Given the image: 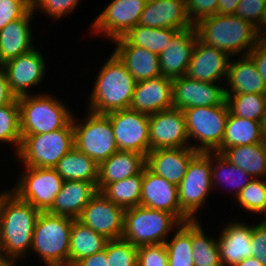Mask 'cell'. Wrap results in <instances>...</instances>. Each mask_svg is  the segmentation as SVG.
Masks as SVG:
<instances>
[{"instance_id": "cell-1", "label": "cell", "mask_w": 266, "mask_h": 266, "mask_svg": "<svg viewBox=\"0 0 266 266\" xmlns=\"http://www.w3.org/2000/svg\"><path fill=\"white\" fill-rule=\"evenodd\" d=\"M40 212L10 190L0 192V241L11 262H20V258L31 251L34 227Z\"/></svg>"}, {"instance_id": "cell-2", "label": "cell", "mask_w": 266, "mask_h": 266, "mask_svg": "<svg viewBox=\"0 0 266 266\" xmlns=\"http://www.w3.org/2000/svg\"><path fill=\"white\" fill-rule=\"evenodd\" d=\"M194 27L202 43L222 50L232 58L247 56L260 40L256 28L235 14H215L199 20Z\"/></svg>"}, {"instance_id": "cell-3", "label": "cell", "mask_w": 266, "mask_h": 266, "mask_svg": "<svg viewBox=\"0 0 266 266\" xmlns=\"http://www.w3.org/2000/svg\"><path fill=\"white\" fill-rule=\"evenodd\" d=\"M98 71L92 92L88 97V111L107 114L128 109L132 102L136 81L127 67L112 52Z\"/></svg>"}, {"instance_id": "cell-4", "label": "cell", "mask_w": 266, "mask_h": 266, "mask_svg": "<svg viewBox=\"0 0 266 266\" xmlns=\"http://www.w3.org/2000/svg\"><path fill=\"white\" fill-rule=\"evenodd\" d=\"M33 94L18 97L21 135L49 133L72 121L73 111L63 101L43 91Z\"/></svg>"}, {"instance_id": "cell-5", "label": "cell", "mask_w": 266, "mask_h": 266, "mask_svg": "<svg viewBox=\"0 0 266 266\" xmlns=\"http://www.w3.org/2000/svg\"><path fill=\"white\" fill-rule=\"evenodd\" d=\"M72 218L41 211L34 227L31 250L45 266H69Z\"/></svg>"}, {"instance_id": "cell-6", "label": "cell", "mask_w": 266, "mask_h": 266, "mask_svg": "<svg viewBox=\"0 0 266 266\" xmlns=\"http://www.w3.org/2000/svg\"><path fill=\"white\" fill-rule=\"evenodd\" d=\"M180 225L181 222L167 211L138 205L125 209L121 238L137 247L165 243Z\"/></svg>"}, {"instance_id": "cell-7", "label": "cell", "mask_w": 266, "mask_h": 266, "mask_svg": "<svg viewBox=\"0 0 266 266\" xmlns=\"http://www.w3.org/2000/svg\"><path fill=\"white\" fill-rule=\"evenodd\" d=\"M15 154L22 166L55 168L58 161L74 147L72 121L65 127L49 133L21 135Z\"/></svg>"}, {"instance_id": "cell-8", "label": "cell", "mask_w": 266, "mask_h": 266, "mask_svg": "<svg viewBox=\"0 0 266 266\" xmlns=\"http://www.w3.org/2000/svg\"><path fill=\"white\" fill-rule=\"evenodd\" d=\"M183 112L190 147L198 152H215L222 143L230 112L226 100L221 105L192 107ZM192 138L195 144H190Z\"/></svg>"}, {"instance_id": "cell-9", "label": "cell", "mask_w": 266, "mask_h": 266, "mask_svg": "<svg viewBox=\"0 0 266 266\" xmlns=\"http://www.w3.org/2000/svg\"><path fill=\"white\" fill-rule=\"evenodd\" d=\"M86 113L82 121L73 115L74 147L100 165L119 150L109 118L105 114Z\"/></svg>"}, {"instance_id": "cell-10", "label": "cell", "mask_w": 266, "mask_h": 266, "mask_svg": "<svg viewBox=\"0 0 266 266\" xmlns=\"http://www.w3.org/2000/svg\"><path fill=\"white\" fill-rule=\"evenodd\" d=\"M212 189V152H199L189 163L178 185L181 211L190 220H197L198 210L203 208Z\"/></svg>"}, {"instance_id": "cell-11", "label": "cell", "mask_w": 266, "mask_h": 266, "mask_svg": "<svg viewBox=\"0 0 266 266\" xmlns=\"http://www.w3.org/2000/svg\"><path fill=\"white\" fill-rule=\"evenodd\" d=\"M25 167V168H24ZM23 173L10 190L20 200L30 203L40 211H47L53 204L64 180L55 168L23 166Z\"/></svg>"}, {"instance_id": "cell-12", "label": "cell", "mask_w": 266, "mask_h": 266, "mask_svg": "<svg viewBox=\"0 0 266 266\" xmlns=\"http://www.w3.org/2000/svg\"><path fill=\"white\" fill-rule=\"evenodd\" d=\"M110 122L119 151H134L145 157L150 151L149 115L122 109L105 114Z\"/></svg>"}, {"instance_id": "cell-13", "label": "cell", "mask_w": 266, "mask_h": 266, "mask_svg": "<svg viewBox=\"0 0 266 266\" xmlns=\"http://www.w3.org/2000/svg\"><path fill=\"white\" fill-rule=\"evenodd\" d=\"M147 0H112L94 19L91 31L116 40L138 25Z\"/></svg>"}, {"instance_id": "cell-14", "label": "cell", "mask_w": 266, "mask_h": 266, "mask_svg": "<svg viewBox=\"0 0 266 266\" xmlns=\"http://www.w3.org/2000/svg\"><path fill=\"white\" fill-rule=\"evenodd\" d=\"M150 150L190 147L184 112L170 108L149 115Z\"/></svg>"}, {"instance_id": "cell-15", "label": "cell", "mask_w": 266, "mask_h": 266, "mask_svg": "<svg viewBox=\"0 0 266 266\" xmlns=\"http://www.w3.org/2000/svg\"><path fill=\"white\" fill-rule=\"evenodd\" d=\"M125 209L98 193L82 210L78 220L106 239L122 237Z\"/></svg>"}, {"instance_id": "cell-16", "label": "cell", "mask_w": 266, "mask_h": 266, "mask_svg": "<svg viewBox=\"0 0 266 266\" xmlns=\"http://www.w3.org/2000/svg\"><path fill=\"white\" fill-rule=\"evenodd\" d=\"M45 63L43 53L34 47L2 65L10 90L17 98L31 94L30 89L43 81L47 73Z\"/></svg>"}, {"instance_id": "cell-17", "label": "cell", "mask_w": 266, "mask_h": 266, "mask_svg": "<svg viewBox=\"0 0 266 266\" xmlns=\"http://www.w3.org/2000/svg\"><path fill=\"white\" fill-rule=\"evenodd\" d=\"M224 85L180 76L172 81L173 107L182 111L192 107L221 105L225 100Z\"/></svg>"}, {"instance_id": "cell-18", "label": "cell", "mask_w": 266, "mask_h": 266, "mask_svg": "<svg viewBox=\"0 0 266 266\" xmlns=\"http://www.w3.org/2000/svg\"><path fill=\"white\" fill-rule=\"evenodd\" d=\"M140 205L173 214L181 223L190 219L181 211L178 186L156 175L147 166L143 169Z\"/></svg>"}, {"instance_id": "cell-19", "label": "cell", "mask_w": 266, "mask_h": 266, "mask_svg": "<svg viewBox=\"0 0 266 266\" xmlns=\"http://www.w3.org/2000/svg\"><path fill=\"white\" fill-rule=\"evenodd\" d=\"M230 58L226 52L206 45L197 38L186 76L194 80L220 84L227 78Z\"/></svg>"}, {"instance_id": "cell-20", "label": "cell", "mask_w": 266, "mask_h": 266, "mask_svg": "<svg viewBox=\"0 0 266 266\" xmlns=\"http://www.w3.org/2000/svg\"><path fill=\"white\" fill-rule=\"evenodd\" d=\"M172 81L161 75L136 82L129 108L147 115L173 108Z\"/></svg>"}, {"instance_id": "cell-21", "label": "cell", "mask_w": 266, "mask_h": 266, "mask_svg": "<svg viewBox=\"0 0 266 266\" xmlns=\"http://www.w3.org/2000/svg\"><path fill=\"white\" fill-rule=\"evenodd\" d=\"M195 27L179 30L159 55L160 71L171 79L185 76L197 41Z\"/></svg>"}, {"instance_id": "cell-22", "label": "cell", "mask_w": 266, "mask_h": 266, "mask_svg": "<svg viewBox=\"0 0 266 266\" xmlns=\"http://www.w3.org/2000/svg\"><path fill=\"white\" fill-rule=\"evenodd\" d=\"M198 153L191 147L150 150L146 156V166L156 175L178 186L189 163Z\"/></svg>"}, {"instance_id": "cell-23", "label": "cell", "mask_w": 266, "mask_h": 266, "mask_svg": "<svg viewBox=\"0 0 266 266\" xmlns=\"http://www.w3.org/2000/svg\"><path fill=\"white\" fill-rule=\"evenodd\" d=\"M229 222L222 225L223 229L217 238L222 266H236L242 260L252 257L253 225L236 219Z\"/></svg>"}, {"instance_id": "cell-24", "label": "cell", "mask_w": 266, "mask_h": 266, "mask_svg": "<svg viewBox=\"0 0 266 266\" xmlns=\"http://www.w3.org/2000/svg\"><path fill=\"white\" fill-rule=\"evenodd\" d=\"M139 25L183 30L194 27L186 11V0H147Z\"/></svg>"}, {"instance_id": "cell-25", "label": "cell", "mask_w": 266, "mask_h": 266, "mask_svg": "<svg viewBox=\"0 0 266 266\" xmlns=\"http://www.w3.org/2000/svg\"><path fill=\"white\" fill-rule=\"evenodd\" d=\"M97 193L98 189L94 183L74 180L64 181L61 190L47 212L78 219L82 210Z\"/></svg>"}, {"instance_id": "cell-26", "label": "cell", "mask_w": 266, "mask_h": 266, "mask_svg": "<svg viewBox=\"0 0 266 266\" xmlns=\"http://www.w3.org/2000/svg\"><path fill=\"white\" fill-rule=\"evenodd\" d=\"M33 15L30 9L22 18L8 23L0 30V65L37 47L32 43L34 40L31 36Z\"/></svg>"}, {"instance_id": "cell-27", "label": "cell", "mask_w": 266, "mask_h": 266, "mask_svg": "<svg viewBox=\"0 0 266 266\" xmlns=\"http://www.w3.org/2000/svg\"><path fill=\"white\" fill-rule=\"evenodd\" d=\"M225 95L257 93L266 94V85L253 59L247 56H240L237 60L230 58Z\"/></svg>"}, {"instance_id": "cell-28", "label": "cell", "mask_w": 266, "mask_h": 266, "mask_svg": "<svg viewBox=\"0 0 266 266\" xmlns=\"http://www.w3.org/2000/svg\"><path fill=\"white\" fill-rule=\"evenodd\" d=\"M146 166V157L134 151H117L99 165L97 189L139 174Z\"/></svg>"}, {"instance_id": "cell-29", "label": "cell", "mask_w": 266, "mask_h": 266, "mask_svg": "<svg viewBox=\"0 0 266 266\" xmlns=\"http://www.w3.org/2000/svg\"><path fill=\"white\" fill-rule=\"evenodd\" d=\"M113 53L136 82L161 76L159 55L138 46L116 45Z\"/></svg>"}, {"instance_id": "cell-30", "label": "cell", "mask_w": 266, "mask_h": 266, "mask_svg": "<svg viewBox=\"0 0 266 266\" xmlns=\"http://www.w3.org/2000/svg\"><path fill=\"white\" fill-rule=\"evenodd\" d=\"M178 31L173 28L146 27L138 24L113 43L142 47L160 55Z\"/></svg>"}, {"instance_id": "cell-31", "label": "cell", "mask_w": 266, "mask_h": 266, "mask_svg": "<svg viewBox=\"0 0 266 266\" xmlns=\"http://www.w3.org/2000/svg\"><path fill=\"white\" fill-rule=\"evenodd\" d=\"M221 155L246 171L253 179L266 177V142L232 146L225 149Z\"/></svg>"}, {"instance_id": "cell-32", "label": "cell", "mask_w": 266, "mask_h": 266, "mask_svg": "<svg viewBox=\"0 0 266 266\" xmlns=\"http://www.w3.org/2000/svg\"><path fill=\"white\" fill-rule=\"evenodd\" d=\"M55 169L64 181H87L97 186L99 165L75 147L58 161Z\"/></svg>"}, {"instance_id": "cell-33", "label": "cell", "mask_w": 266, "mask_h": 266, "mask_svg": "<svg viewBox=\"0 0 266 266\" xmlns=\"http://www.w3.org/2000/svg\"><path fill=\"white\" fill-rule=\"evenodd\" d=\"M108 241L78 219H74L69 241V266L84 257L103 251Z\"/></svg>"}, {"instance_id": "cell-34", "label": "cell", "mask_w": 266, "mask_h": 266, "mask_svg": "<svg viewBox=\"0 0 266 266\" xmlns=\"http://www.w3.org/2000/svg\"><path fill=\"white\" fill-rule=\"evenodd\" d=\"M264 142L260 122L234 116L229 112L225 125V133L220 147L215 151L221 154L232 146L250 145Z\"/></svg>"}, {"instance_id": "cell-35", "label": "cell", "mask_w": 266, "mask_h": 266, "mask_svg": "<svg viewBox=\"0 0 266 266\" xmlns=\"http://www.w3.org/2000/svg\"><path fill=\"white\" fill-rule=\"evenodd\" d=\"M252 180L253 177L246 171L233 165L221 154L212 152V186L214 189L216 186L221 187L223 184L225 188L230 185L228 190H232V194L236 198L240 191Z\"/></svg>"}, {"instance_id": "cell-36", "label": "cell", "mask_w": 266, "mask_h": 266, "mask_svg": "<svg viewBox=\"0 0 266 266\" xmlns=\"http://www.w3.org/2000/svg\"><path fill=\"white\" fill-rule=\"evenodd\" d=\"M203 230L201 222L191 220V245L194 266H222L218 241L209 237Z\"/></svg>"}, {"instance_id": "cell-37", "label": "cell", "mask_w": 266, "mask_h": 266, "mask_svg": "<svg viewBox=\"0 0 266 266\" xmlns=\"http://www.w3.org/2000/svg\"><path fill=\"white\" fill-rule=\"evenodd\" d=\"M143 170L132 177L107 184L101 191L107 199L124 209L140 205Z\"/></svg>"}, {"instance_id": "cell-38", "label": "cell", "mask_w": 266, "mask_h": 266, "mask_svg": "<svg viewBox=\"0 0 266 266\" xmlns=\"http://www.w3.org/2000/svg\"><path fill=\"white\" fill-rule=\"evenodd\" d=\"M175 232L173 238L164 243L167 248L168 266H194L191 245V220L181 223Z\"/></svg>"}, {"instance_id": "cell-39", "label": "cell", "mask_w": 266, "mask_h": 266, "mask_svg": "<svg viewBox=\"0 0 266 266\" xmlns=\"http://www.w3.org/2000/svg\"><path fill=\"white\" fill-rule=\"evenodd\" d=\"M232 115L259 121L266 110V94L244 93L225 95Z\"/></svg>"}, {"instance_id": "cell-40", "label": "cell", "mask_w": 266, "mask_h": 266, "mask_svg": "<svg viewBox=\"0 0 266 266\" xmlns=\"http://www.w3.org/2000/svg\"><path fill=\"white\" fill-rule=\"evenodd\" d=\"M21 140L20 110L16 98L11 104L0 106V142L15 146L16 154Z\"/></svg>"}, {"instance_id": "cell-41", "label": "cell", "mask_w": 266, "mask_h": 266, "mask_svg": "<svg viewBox=\"0 0 266 266\" xmlns=\"http://www.w3.org/2000/svg\"><path fill=\"white\" fill-rule=\"evenodd\" d=\"M244 211L261 215L266 208V181L263 178L253 179L235 198Z\"/></svg>"}, {"instance_id": "cell-42", "label": "cell", "mask_w": 266, "mask_h": 266, "mask_svg": "<svg viewBox=\"0 0 266 266\" xmlns=\"http://www.w3.org/2000/svg\"><path fill=\"white\" fill-rule=\"evenodd\" d=\"M106 255L109 266H138L137 246L123 238L108 241Z\"/></svg>"}, {"instance_id": "cell-43", "label": "cell", "mask_w": 266, "mask_h": 266, "mask_svg": "<svg viewBox=\"0 0 266 266\" xmlns=\"http://www.w3.org/2000/svg\"><path fill=\"white\" fill-rule=\"evenodd\" d=\"M79 1L81 0H31V9L34 13L40 11L53 20H59L77 9Z\"/></svg>"}, {"instance_id": "cell-44", "label": "cell", "mask_w": 266, "mask_h": 266, "mask_svg": "<svg viewBox=\"0 0 266 266\" xmlns=\"http://www.w3.org/2000/svg\"><path fill=\"white\" fill-rule=\"evenodd\" d=\"M138 266H168L167 248L164 243L137 247Z\"/></svg>"}, {"instance_id": "cell-45", "label": "cell", "mask_w": 266, "mask_h": 266, "mask_svg": "<svg viewBox=\"0 0 266 266\" xmlns=\"http://www.w3.org/2000/svg\"><path fill=\"white\" fill-rule=\"evenodd\" d=\"M31 9V0H0V30L22 18Z\"/></svg>"}, {"instance_id": "cell-46", "label": "cell", "mask_w": 266, "mask_h": 266, "mask_svg": "<svg viewBox=\"0 0 266 266\" xmlns=\"http://www.w3.org/2000/svg\"><path fill=\"white\" fill-rule=\"evenodd\" d=\"M266 6V0H240L235 15L258 27Z\"/></svg>"}, {"instance_id": "cell-47", "label": "cell", "mask_w": 266, "mask_h": 266, "mask_svg": "<svg viewBox=\"0 0 266 266\" xmlns=\"http://www.w3.org/2000/svg\"><path fill=\"white\" fill-rule=\"evenodd\" d=\"M218 3L219 0H186L187 15L192 24L217 14Z\"/></svg>"}, {"instance_id": "cell-48", "label": "cell", "mask_w": 266, "mask_h": 266, "mask_svg": "<svg viewBox=\"0 0 266 266\" xmlns=\"http://www.w3.org/2000/svg\"><path fill=\"white\" fill-rule=\"evenodd\" d=\"M251 253L252 257L266 266V225L260 222L253 224Z\"/></svg>"}, {"instance_id": "cell-49", "label": "cell", "mask_w": 266, "mask_h": 266, "mask_svg": "<svg viewBox=\"0 0 266 266\" xmlns=\"http://www.w3.org/2000/svg\"><path fill=\"white\" fill-rule=\"evenodd\" d=\"M248 55L256 63L258 72L266 85V40H259Z\"/></svg>"}, {"instance_id": "cell-50", "label": "cell", "mask_w": 266, "mask_h": 266, "mask_svg": "<svg viewBox=\"0 0 266 266\" xmlns=\"http://www.w3.org/2000/svg\"><path fill=\"white\" fill-rule=\"evenodd\" d=\"M17 97L11 92L6 72L0 65V106L11 104Z\"/></svg>"}, {"instance_id": "cell-51", "label": "cell", "mask_w": 266, "mask_h": 266, "mask_svg": "<svg viewBox=\"0 0 266 266\" xmlns=\"http://www.w3.org/2000/svg\"><path fill=\"white\" fill-rule=\"evenodd\" d=\"M73 266H109L105 249L101 252L87 256L77 261Z\"/></svg>"}, {"instance_id": "cell-52", "label": "cell", "mask_w": 266, "mask_h": 266, "mask_svg": "<svg viewBox=\"0 0 266 266\" xmlns=\"http://www.w3.org/2000/svg\"><path fill=\"white\" fill-rule=\"evenodd\" d=\"M240 0H219L217 14L219 15H233Z\"/></svg>"}, {"instance_id": "cell-53", "label": "cell", "mask_w": 266, "mask_h": 266, "mask_svg": "<svg viewBox=\"0 0 266 266\" xmlns=\"http://www.w3.org/2000/svg\"><path fill=\"white\" fill-rule=\"evenodd\" d=\"M256 33L260 40H266V6L262 16V19L256 28Z\"/></svg>"}, {"instance_id": "cell-54", "label": "cell", "mask_w": 266, "mask_h": 266, "mask_svg": "<svg viewBox=\"0 0 266 266\" xmlns=\"http://www.w3.org/2000/svg\"><path fill=\"white\" fill-rule=\"evenodd\" d=\"M236 266H264L257 258L248 257L238 263Z\"/></svg>"}, {"instance_id": "cell-55", "label": "cell", "mask_w": 266, "mask_h": 266, "mask_svg": "<svg viewBox=\"0 0 266 266\" xmlns=\"http://www.w3.org/2000/svg\"><path fill=\"white\" fill-rule=\"evenodd\" d=\"M260 129H261V135H262L263 141L266 142V110L260 120Z\"/></svg>"}, {"instance_id": "cell-56", "label": "cell", "mask_w": 266, "mask_h": 266, "mask_svg": "<svg viewBox=\"0 0 266 266\" xmlns=\"http://www.w3.org/2000/svg\"><path fill=\"white\" fill-rule=\"evenodd\" d=\"M11 261L6 257L3 249V245L0 241V266H6L10 263Z\"/></svg>"}, {"instance_id": "cell-57", "label": "cell", "mask_w": 266, "mask_h": 266, "mask_svg": "<svg viewBox=\"0 0 266 266\" xmlns=\"http://www.w3.org/2000/svg\"><path fill=\"white\" fill-rule=\"evenodd\" d=\"M261 215H264L265 217H266V208H265V210L262 212V214ZM260 223H262V224H265L266 225V218H264V220L262 219V221H260Z\"/></svg>"}, {"instance_id": "cell-58", "label": "cell", "mask_w": 266, "mask_h": 266, "mask_svg": "<svg viewBox=\"0 0 266 266\" xmlns=\"http://www.w3.org/2000/svg\"><path fill=\"white\" fill-rule=\"evenodd\" d=\"M16 264H18L17 262H10L8 265L6 266H16Z\"/></svg>"}]
</instances>
